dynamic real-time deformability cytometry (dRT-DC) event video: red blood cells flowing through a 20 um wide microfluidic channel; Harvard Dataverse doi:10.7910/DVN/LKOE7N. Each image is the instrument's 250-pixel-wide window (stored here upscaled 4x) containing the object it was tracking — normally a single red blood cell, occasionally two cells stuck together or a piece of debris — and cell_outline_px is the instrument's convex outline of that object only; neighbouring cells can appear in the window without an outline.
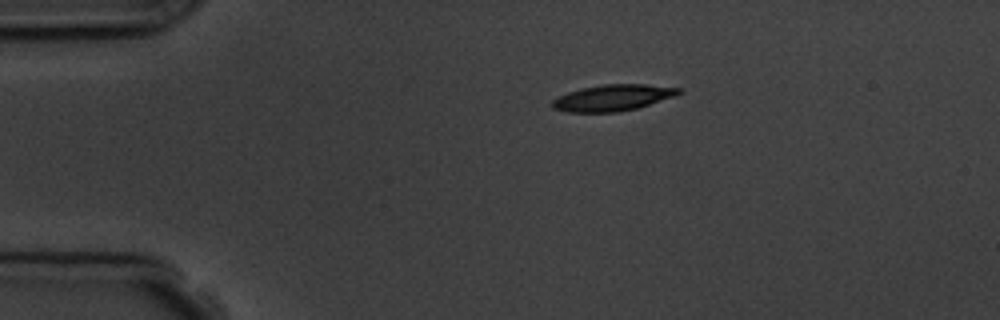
{"species": "common noctule bat (a hibernating species)", "species_latin": "Nyctalus noctula", "temperature_condition": "room temperature", "stored_images_in_passage": 3, "camera_frame_rate_fps": 3000, "um_per_image_px": 0.085, "animal": {"sex": "male", "body_mass_g": 19.5, "forearm_length_mm": 54.6}, "frame": {"image": 1, "passage_image": 1, "time_ms": 0.0, "image_size_px": [1000, 320], "cell_outline_px": [[684, 92], [676, 96], [636, 108], [620, 112], [568, 112], [552, 108], [552, 100], [556, 96], [580, 88], [604, 84], [648, 84], [680, 88]], "centroid_in_image_um": [52.09, 8.3], "position_along_channel_um": 32.9, "area_um2": 19.54}}
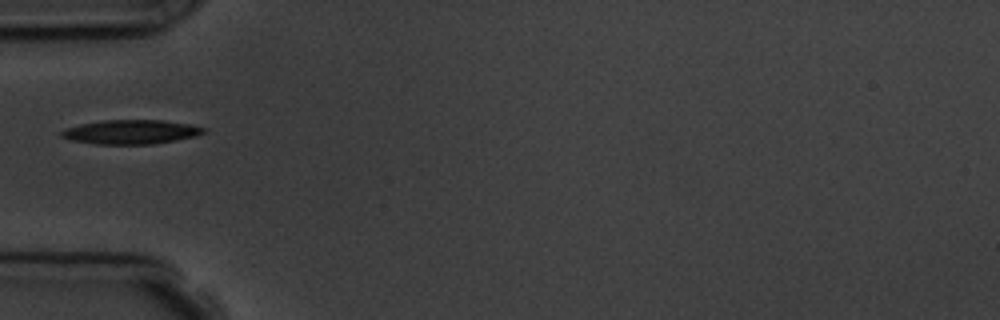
{"frame": {"image": 2, "passage_image": 3, "time_ms": 2.333, "image_size_px": [1000, 320], "cell_outline_px": [[208, 132], [196, 136], [156, 144], [96, 144], [72, 140], [60, 136], [60, 132], [64, 128], [80, 124], [104, 120], [164, 120], [192, 124], [208, 128]], "centroid_in_image_um": [11.19, 11.21], "position_along_channel_um": 73.8, "area_um2": 20.35}}